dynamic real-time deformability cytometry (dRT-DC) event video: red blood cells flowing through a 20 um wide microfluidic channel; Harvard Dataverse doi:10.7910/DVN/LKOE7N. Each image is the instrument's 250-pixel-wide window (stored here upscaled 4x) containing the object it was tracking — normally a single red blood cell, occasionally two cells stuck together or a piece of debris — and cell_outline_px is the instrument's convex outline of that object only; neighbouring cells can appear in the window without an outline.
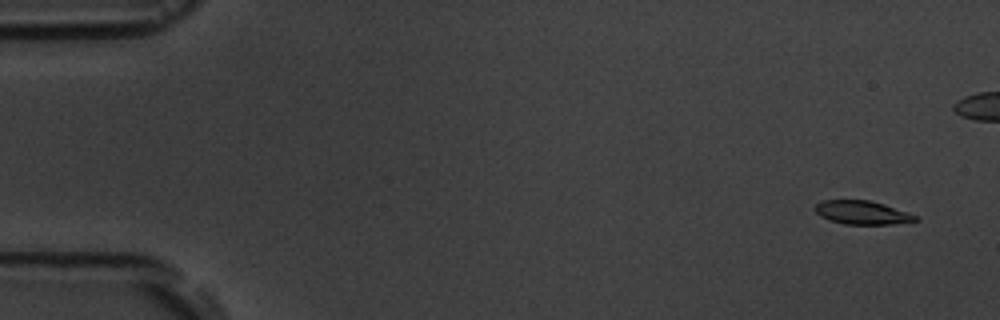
{"species": "common noctule bat (a hibernating species)", "species_latin": "Nyctalus noctula", "temperature_condition": "room temperature", "stored_images_in_passage": 6, "camera_frame_rate_fps": 3000, "um_per_image_px": 0.085, "animal": {"sex": "male", "body_mass_g": 19.5, "forearm_length_mm": 54.6}, "frame": {"image": 1, "passage_image": 1, "time_ms": 0.0, "image_size_px": [1000, 320], "cell_outline_px": [[920, 220], [892, 224], [844, 224], [828, 220], [820, 216], [812, 208], [820, 200], [868, 200], [884, 204], [908, 212], [916, 216]], "centroid_in_image_um": [73.24, 18.06], "position_along_channel_um": 11.8, "area_um2": 13.87}}